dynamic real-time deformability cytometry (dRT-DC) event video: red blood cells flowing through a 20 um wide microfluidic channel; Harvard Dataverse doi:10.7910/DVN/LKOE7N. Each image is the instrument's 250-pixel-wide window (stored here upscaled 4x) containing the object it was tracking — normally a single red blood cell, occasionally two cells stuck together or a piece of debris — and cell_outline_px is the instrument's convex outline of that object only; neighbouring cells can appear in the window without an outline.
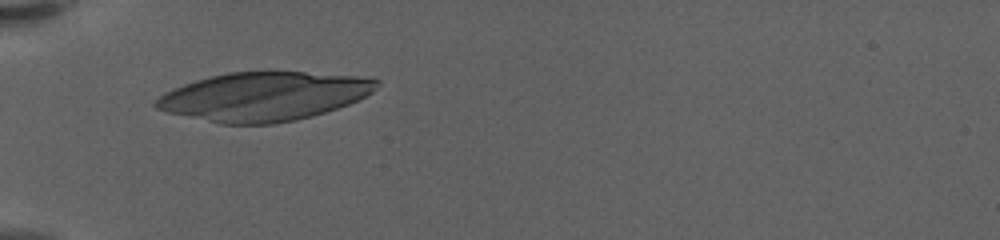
{"species": "human", "species_latin": "Homo sapiens", "temperature_condition": "warm", "stored_images_in_passage": 8, "camera_frame_rate_fps": 3000, "um_per_image_px": 0.085, "donor": {"sex": "female"}, "frame": {"image": 1, "passage_image": 7, "time_ms": 2.0, "image_size_px": [1000, 240], "cell_outline_px": [[380, 84], [372, 92], [348, 104], [312, 116], [296, 120], [276, 124], [220, 124], [168, 112], [156, 108], [152, 104], [164, 92], [172, 88], [196, 80], [228, 72], [304, 72], [372, 76], [380, 80]], "centroid_in_image_um": [22.46, 8.19], "position_along_channel_um": 62.5, "area_um2": 62.83}}